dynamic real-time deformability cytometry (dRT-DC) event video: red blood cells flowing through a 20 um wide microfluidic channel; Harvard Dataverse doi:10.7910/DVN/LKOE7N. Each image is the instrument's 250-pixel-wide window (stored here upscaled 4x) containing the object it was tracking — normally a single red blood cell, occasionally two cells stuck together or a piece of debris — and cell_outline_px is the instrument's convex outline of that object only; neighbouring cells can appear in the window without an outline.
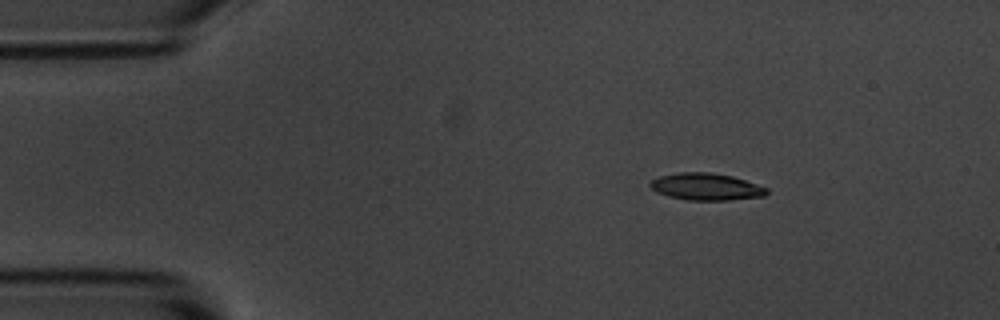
{"species": "common noctule bat (a hibernating species)", "species_latin": "Nyctalus noctula", "temperature_condition": "room temperature", "stored_images_in_passage": 48, "camera_frame_rate_fps": 3000, "um_per_image_px": 0.085, "animal": {"sex": "male", "body_mass_g": 20.1, "forearm_length_mm": 53.5}, "frame": {"image": 1, "passage_image": 1, "time_ms": 0.0, "image_size_px": [1000, 320], "cell_outline_px": [[768, 192], [764, 196], [728, 200], [688, 200], [668, 196], [656, 192], [648, 184], [652, 180], [660, 176], [680, 172], [712, 172], [732, 176], [768, 188]], "centroid_in_image_um": [60.01, 15.87], "position_along_channel_um": 25.0, "area_um2": 18.26}}
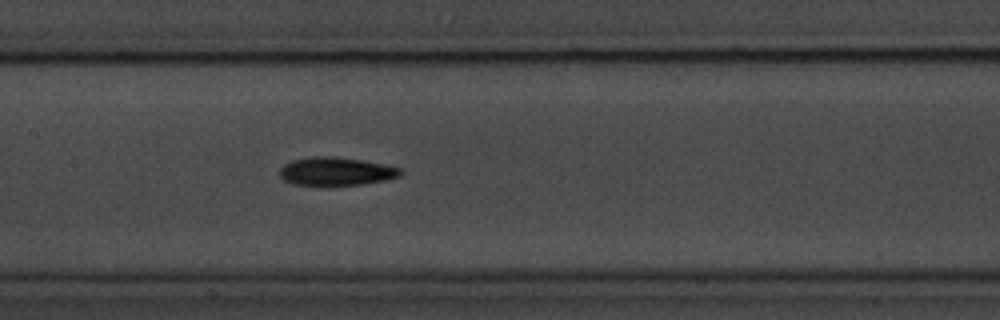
{"frame": {"image": 2, "passage_image": 19, "time_ms": 6.0, "image_size_px": [1000, 320], "cell_outline_px": [[404, 172], [400, 176], [388, 180], [360, 184], [292, 184], [284, 180], [280, 176], [280, 168], [284, 164], [292, 160], [312, 156], [332, 156], [364, 160], [384, 164], [400, 168]], "centroid_in_image_um": [28.59, 14.54], "position_along_channel_um": 178.8, "area_um2": 19.77}}
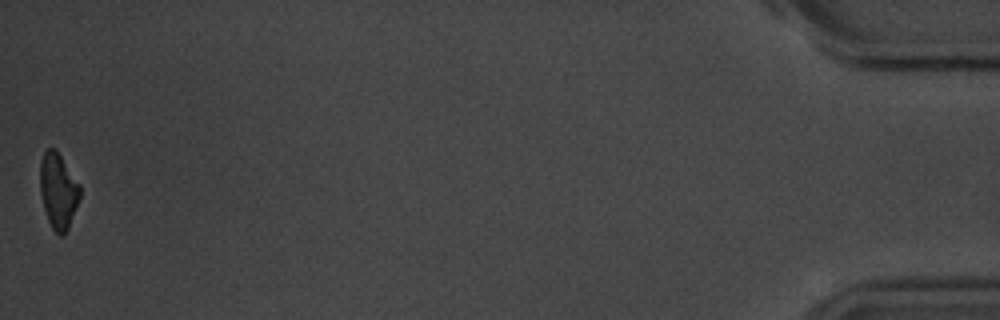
{"frame": {"image": 3, "passage_image": 48, "time_ms": 15.667, "image_size_px": [1000, 320], "cell_outline_px": [[80, 196], [68, 228], [60, 236], [52, 228], [48, 220], [44, 208], [40, 192], [40, 160], [44, 152], [48, 148], [52, 148], [60, 156], [80, 184]], "centroid_in_image_um": [4.94, 16.21], "position_along_channel_um": 430.3, "area_um2": 17.17}, "authors_computed_cell_mechanics": {"area_um2": 19.074, "velocity_mm_per_s": 3.6053, "shape_relaxation_time_tau1_ms": 3.1009, "shape_relaxation_time_tau2_ms": null, "deformation_change_tau1": 0.1166, "deformation_change_tau2": null}}